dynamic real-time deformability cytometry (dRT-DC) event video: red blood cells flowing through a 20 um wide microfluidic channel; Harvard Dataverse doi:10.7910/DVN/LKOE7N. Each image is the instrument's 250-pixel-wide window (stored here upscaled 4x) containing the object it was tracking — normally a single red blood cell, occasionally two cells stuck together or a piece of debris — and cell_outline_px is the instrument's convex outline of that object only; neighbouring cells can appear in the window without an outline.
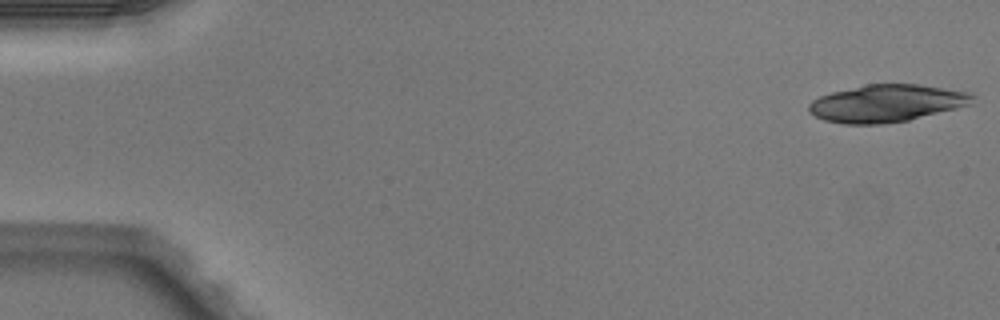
{"species": "Egyptian fruit bat (a non-hibernating species)", "species_latin": "Rousettus aegyptiacus", "temperature_condition": "warm", "stored_images_in_passage": 7, "camera_frame_rate_fps": 3000, "um_per_image_px": 0.085, "animal": {"sex": "male"}, "frame": {"image": 1, "passage_image": 1, "time_ms": 0.0, "image_size_px": [1000, 320], "cell_outline_px": [[976, 96], [972, 104], [908, 120], [880, 124], [844, 124], [824, 120], [808, 112], [808, 104], [812, 100], [820, 96], [832, 92], [864, 84], [920, 84], [972, 92]], "centroid_in_image_um": [75.38, 8.77], "position_along_channel_um": 9.6, "area_um2": 35.78}}